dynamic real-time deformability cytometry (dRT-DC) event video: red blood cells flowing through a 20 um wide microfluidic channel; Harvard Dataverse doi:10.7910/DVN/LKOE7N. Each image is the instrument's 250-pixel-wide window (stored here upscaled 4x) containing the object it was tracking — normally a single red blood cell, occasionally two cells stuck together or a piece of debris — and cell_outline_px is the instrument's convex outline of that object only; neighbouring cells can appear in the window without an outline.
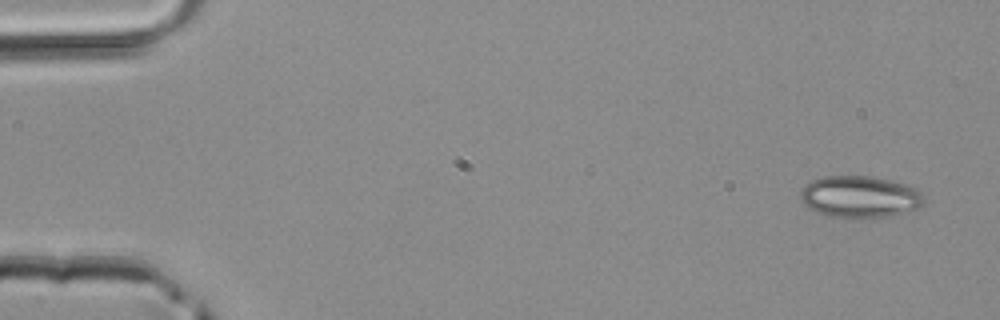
{"species": "common noctule bat (a hibernating species)", "species_latin": "Nyctalus noctula", "temperature_condition": "room temperature", "stored_images_in_passage": 3, "camera_frame_rate_fps": 3000, "um_per_image_px": 0.085, "animal": {"sex": "male", "body_mass_g": 20.4}, "frame": {"image": 1, "passage_image": 1, "time_ms": 0.0, "image_size_px": [1000, 320], "cell_outline_px": [[924, 204], [920, 208], [888, 216], [832, 216], [808, 208], [800, 200], [800, 192], [804, 184], [812, 180], [824, 176], [872, 176], [892, 180], [916, 188], [924, 196]], "centroid_in_image_um": [73.09, 16.69], "position_along_channel_um": 11.9, "area_um2": 29.77}}